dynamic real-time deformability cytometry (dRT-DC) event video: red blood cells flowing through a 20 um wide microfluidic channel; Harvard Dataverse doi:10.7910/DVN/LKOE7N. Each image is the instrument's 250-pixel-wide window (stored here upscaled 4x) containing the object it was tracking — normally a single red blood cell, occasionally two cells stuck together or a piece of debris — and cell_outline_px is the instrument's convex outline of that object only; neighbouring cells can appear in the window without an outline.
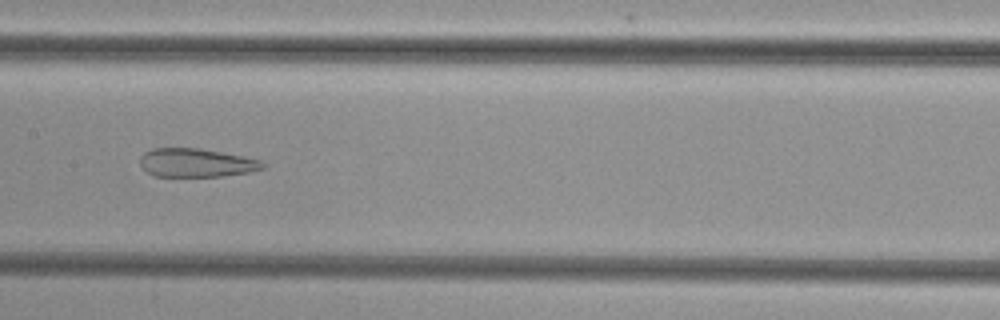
{"species": "common noctule bat (a hibernating species)", "species_latin": "Nyctalus noctula", "temperature_condition": "cold", "stored_images_in_passage": 47, "camera_frame_rate_fps": 3000, "um_per_image_px": 0.085, "animal": {"sex": "female", "body_mass_g": 29.2, "forearm_length_mm": 56.3}, "frame": {"image": 1, "passage_image": 22, "time_ms": 7.0, "image_size_px": [1000, 320], "cell_outline_px": [[264, 168], [248, 172], [220, 176], [156, 176], [148, 172], [140, 164], [140, 156], [144, 152], [152, 148], [200, 148], [260, 160], [264, 164]], "centroid_in_image_um": [16.64, 13.83], "position_along_channel_um": 190.8, "area_um2": 20.11}}
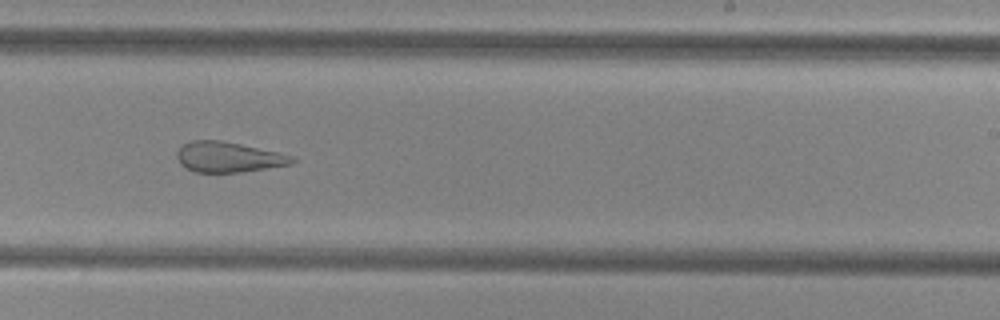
{"frame": {"image": 2, "passage_image": 28, "time_ms": 9.0, "image_size_px": [1000, 320], "cell_outline_px": [[296, 160], [292, 164], [244, 172], [192, 172], [180, 164], [176, 156], [176, 152], [184, 144], [192, 140], [220, 140], [280, 152], [292, 156]], "centroid_in_image_um": [19.41, 13.36], "position_along_channel_um": 269.6, "area_um2": 20.46}}
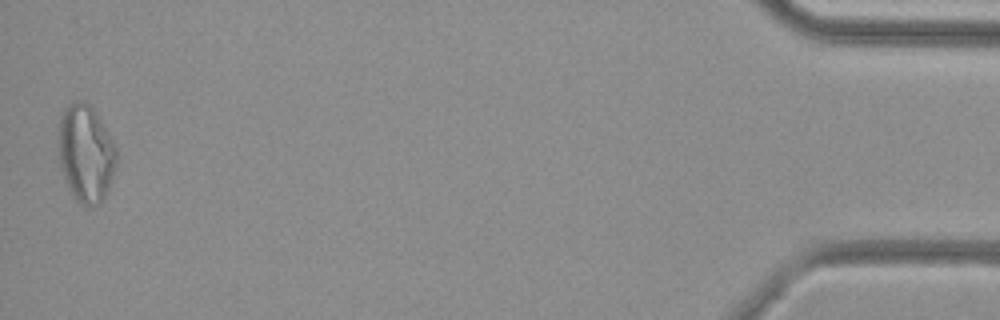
{"frame": {"image": 3, "passage_image": 47, "time_ms": 15.333, "image_size_px": [1000, 320], "cell_outline_px": [[116, 164], [108, 188], [100, 204], [80, 204], [72, 196], [64, 180], [60, 164], [56, 132], [60, 112], [68, 104], [88, 104], [96, 112], [112, 140], [116, 148]], "centroid_in_image_um": [7.24, 13.04], "position_along_channel_um": 428.0, "area_um2": 32.89}}